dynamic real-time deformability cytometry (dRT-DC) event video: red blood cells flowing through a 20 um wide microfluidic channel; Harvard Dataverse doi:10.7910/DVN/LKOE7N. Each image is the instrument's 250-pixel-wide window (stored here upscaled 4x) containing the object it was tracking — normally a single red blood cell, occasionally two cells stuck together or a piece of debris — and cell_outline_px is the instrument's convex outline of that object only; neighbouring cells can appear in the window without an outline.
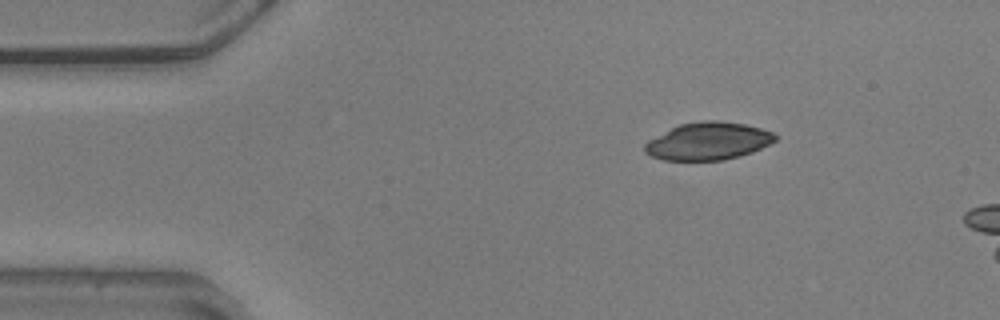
{"species": "common noctule bat (a hibernating species)", "species_latin": "Nyctalus noctula", "temperature_condition": "warm", "stored_images_in_passage": 46, "camera_frame_rate_fps": 3000, "um_per_image_px": 0.085, "animal": {"sex": "male", "body_mass_g": 20.5, "forearm_length_mm": 52.5}, "frame": {"image": 1, "passage_image": 1, "time_ms": 0.0, "image_size_px": [1000, 320], "cell_outline_px": [[776, 140], [752, 152], [740, 156], [724, 160], [664, 160], [652, 156], [644, 152], [644, 144], [648, 140], [680, 124], [704, 120], [716, 120], [744, 124], [760, 128], [772, 132], [776, 136]], "centroid_in_image_um": [60.18, 12.0], "position_along_channel_um": 24.8, "area_um2": 28.32}}
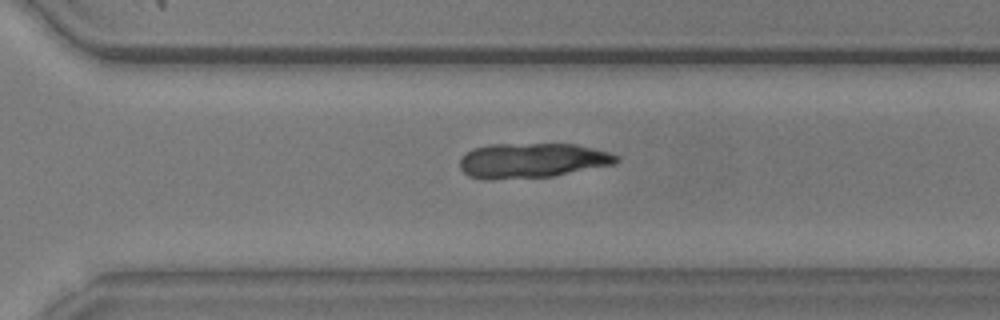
{"frame": {"image": 2, "passage_image": 31, "time_ms": 10.0, "image_size_px": [1000, 320], "cell_outline_px": [[620, 160], [616, 164], [552, 176], [492, 180], [484, 180], [468, 176], [460, 168], [460, 156], [472, 148], [488, 144], [576, 144], [608, 152], [620, 156]], "centroid_in_image_um": [45.2, 13.64], "position_along_channel_um": 325.4, "area_um2": 32.19}}
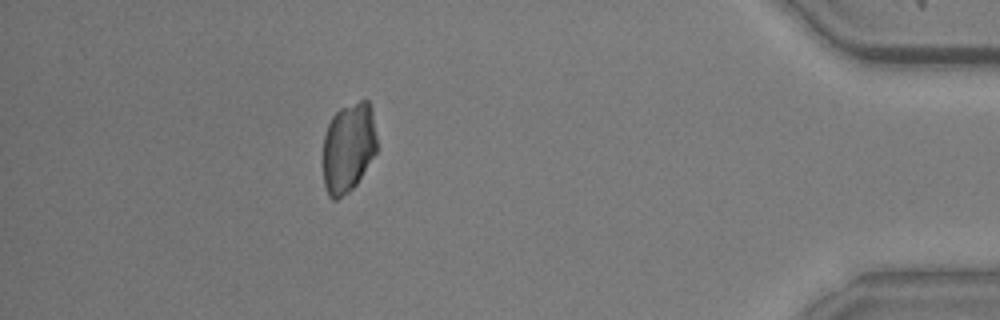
{"frame": {"image": 3, "passage_image": 42, "time_ms": 13.667, "image_size_px": [1000, 320], "cell_outline_px": [[376, 152], [356, 184], [348, 192], [336, 200], [332, 200], [328, 196], [324, 184], [324, 136], [328, 124], [332, 116], [340, 108], [360, 100], [368, 100], [372, 112], [376, 136]], "centroid_in_image_um": [29.6, 12.54], "position_along_channel_um": 405.6, "area_um2": 27.98}}